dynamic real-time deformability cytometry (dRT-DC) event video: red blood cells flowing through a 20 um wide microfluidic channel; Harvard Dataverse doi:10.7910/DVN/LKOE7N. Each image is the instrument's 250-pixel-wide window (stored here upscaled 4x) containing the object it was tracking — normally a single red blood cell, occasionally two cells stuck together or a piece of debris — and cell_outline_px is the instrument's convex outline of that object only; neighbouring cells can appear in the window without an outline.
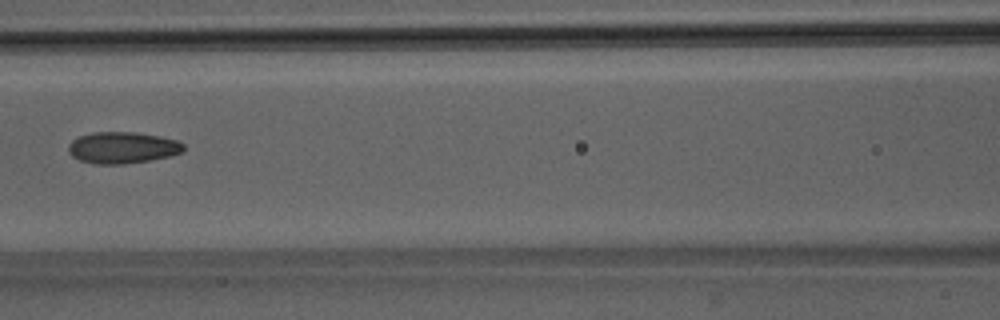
{"species": "Egyptian fruit bat (a non-hibernating species)", "species_latin": "Rousettus aegyptiacus", "temperature_condition": "room temperature", "stored_images_in_passage": 6, "camera_frame_rate_fps": 3000, "um_per_image_px": 0.085, "animal": {"sex": "male"}, "frame": {"image": 1, "passage_image": 6, "time_ms": 5.667, "image_size_px": [1000, 320], "cell_outline_px": [[184, 148], [180, 152], [168, 156], [148, 160], [124, 164], [92, 164], [80, 160], [72, 156], [68, 152], [68, 144], [72, 140], [80, 136], [92, 132], [136, 132], [160, 136], [176, 140], [184, 144]], "centroid_in_image_um": [10.36, 12.54], "position_along_channel_um": 156.2, "area_um2": 21.1}}